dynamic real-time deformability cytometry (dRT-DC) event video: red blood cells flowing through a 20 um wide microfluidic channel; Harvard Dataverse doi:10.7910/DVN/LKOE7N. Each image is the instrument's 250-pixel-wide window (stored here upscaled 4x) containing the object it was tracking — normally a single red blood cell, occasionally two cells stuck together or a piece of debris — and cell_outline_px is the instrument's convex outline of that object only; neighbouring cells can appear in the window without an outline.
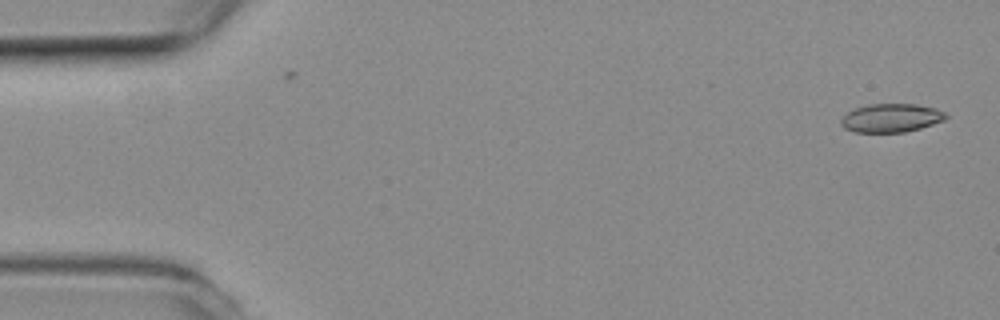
{"species": "common noctule bat (a hibernating species)", "species_latin": "Nyctalus noctula", "temperature_condition": "room temperature", "stored_images_in_passage": 52, "camera_frame_rate_fps": 3000, "um_per_image_px": 0.085, "animal": {"sex": "female", "body_mass_g": 19.3, "forearm_length_mm": 54.1}, "frame": {"image": 1, "passage_image": 1, "time_ms": 0.0, "image_size_px": [1000, 320], "cell_outline_px": [[948, 116], [944, 120], [920, 128], [904, 132], [856, 132], [844, 128], [840, 124], [840, 120], [848, 112], [856, 108], [868, 104], [916, 104], [936, 108], [944, 112]], "centroid_in_image_um": [75.74, 10.02], "position_along_channel_um": 9.3, "area_um2": 17.34}}
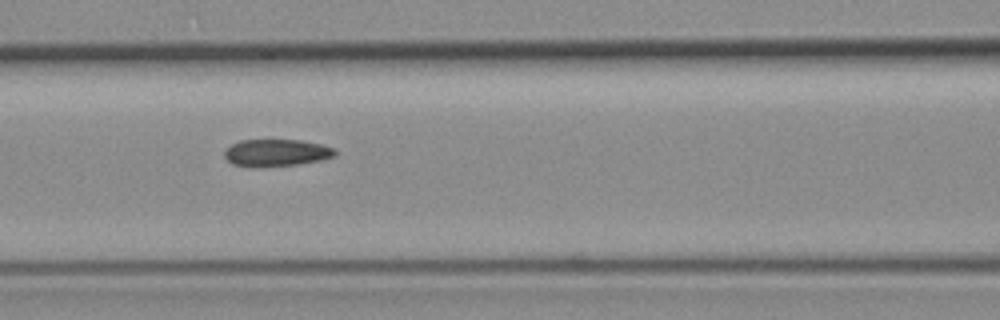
{"frame": {"image": 2, "passage_image": 22, "time_ms": 7.0, "image_size_px": [1000, 320], "cell_outline_px": [[336, 156], [320, 160], [296, 164], [232, 164], [224, 156], [224, 152], [232, 144], [240, 140], [300, 140], [320, 144], [336, 148]], "centroid_in_image_um": [23.56, 12.93], "position_along_channel_um": 143.0, "area_um2": 16.59}}
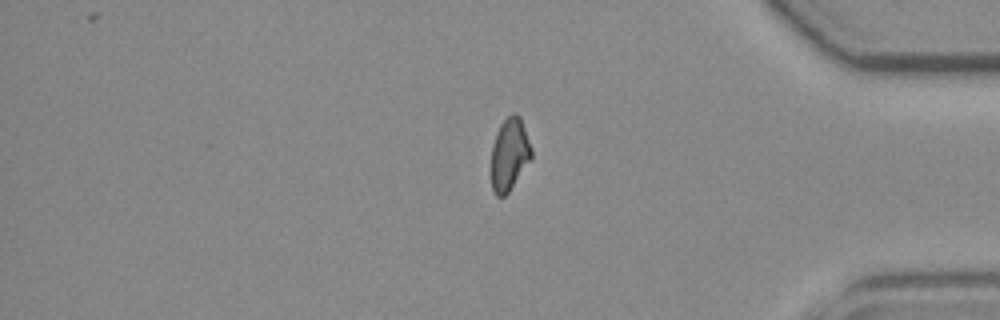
{"frame": {"image": 3, "passage_image": 44, "time_ms": 14.333, "image_size_px": [1000, 320], "cell_outline_px": [[532, 156], [508, 192], [504, 196], [496, 196], [492, 188], [492, 144], [496, 132], [500, 124], [512, 112], [516, 112], [520, 116], [532, 148]], "centroid_in_image_um": [43.3, 13.07], "position_along_channel_um": 391.9, "area_um2": 16.76}, "authors_computed_cell_mechanics": {"area_um2": 17.6868, "velocity_mm_per_s": 3.781, "shape_relaxation_time_tau1_ms": null, "shape_relaxation_time_tau2_ms": 3.2561, "deformation_change_tau1": null, "deformation_change_tau2": 0.0707}}